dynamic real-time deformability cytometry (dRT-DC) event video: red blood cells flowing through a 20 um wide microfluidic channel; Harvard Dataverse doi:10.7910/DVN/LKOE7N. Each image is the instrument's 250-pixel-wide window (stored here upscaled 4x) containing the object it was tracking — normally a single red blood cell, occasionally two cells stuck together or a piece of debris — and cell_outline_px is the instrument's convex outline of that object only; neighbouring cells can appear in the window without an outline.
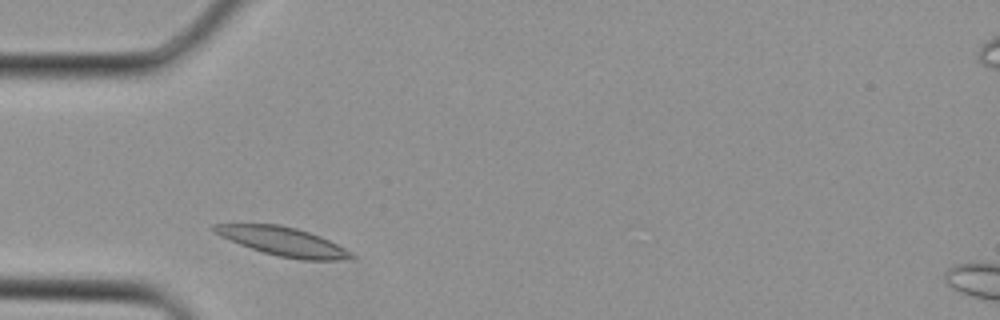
{"species": "Egyptian fruit bat (a non-hibernating species)", "species_latin": "Rousettus aegyptiacus", "temperature_condition": "cold", "stored_images_in_passage": 1, "camera_frame_rate_fps": 3000, "um_per_image_px": 0.085, "animal": {"sex": "female"}, "frame": {"image": 1, "passage_image": 1, "time_ms": 0.0, "image_size_px": [1000, 320], "cell_outline_px": [[356, 260], [300, 260], [276, 256], [240, 244], [220, 236], [212, 232], [212, 224], [280, 224], [296, 228], [320, 236], [352, 252], [356, 256]], "centroid_in_image_um": [24.1, 20.54], "position_along_channel_um": 60.9, "area_um2": 23.0}}